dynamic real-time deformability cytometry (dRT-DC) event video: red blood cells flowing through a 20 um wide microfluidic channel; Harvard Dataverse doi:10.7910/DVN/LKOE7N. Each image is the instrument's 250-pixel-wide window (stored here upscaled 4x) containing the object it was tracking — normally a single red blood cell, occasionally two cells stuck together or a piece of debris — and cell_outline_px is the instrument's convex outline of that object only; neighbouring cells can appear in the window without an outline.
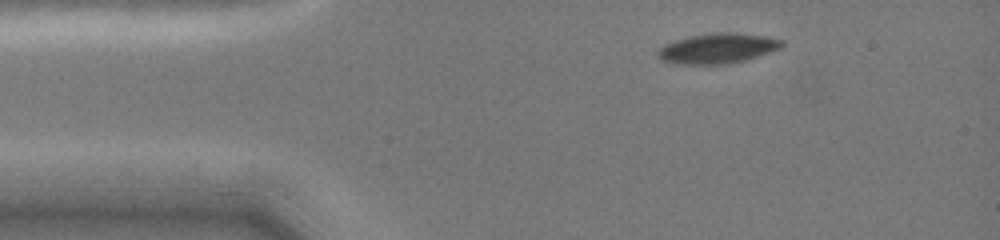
{"species": "common noctule bat (a hibernating species)", "species_latin": "Nyctalus noctula", "temperature_condition": "cold", "stored_images_in_passage": 3, "camera_frame_rate_fps": 3000, "um_per_image_px": 0.085, "animal": {"sex": "female", "body_mass_g": 19.0, "forearm_length_mm": 51.5}, "frame": {"image": 1, "passage_image": 1, "time_ms": 0.0, "image_size_px": [1000, 240], "cell_outline_px": [[784, 44], [780, 48], [744, 60], [728, 64], [672, 64], [664, 60], [656, 52], [664, 44], [676, 40], [692, 36], [720, 32], [724, 32], [764, 36], [780, 40]], "centroid_in_image_um": [60.96, 4.12], "position_along_channel_um": 24.0, "area_um2": 21.21}}
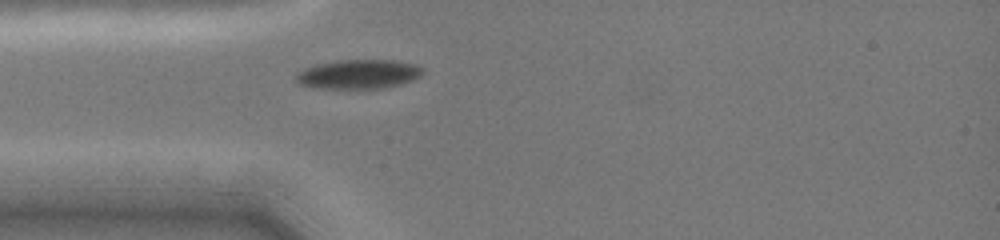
{"frame": {"image": 2, "passage_image": 3, "time_ms": 2.0, "image_size_px": [1000, 240], "cell_outline_px": [[424, 72], [420, 76], [412, 80], [400, 84], [384, 88], [312, 88], [300, 84], [296, 80], [296, 72], [316, 64], [336, 60], [392, 60], [412, 64], [424, 68]], "centroid_in_image_um": [30.45, 6.3], "position_along_channel_um": 54.5, "area_um2": 21.56}}